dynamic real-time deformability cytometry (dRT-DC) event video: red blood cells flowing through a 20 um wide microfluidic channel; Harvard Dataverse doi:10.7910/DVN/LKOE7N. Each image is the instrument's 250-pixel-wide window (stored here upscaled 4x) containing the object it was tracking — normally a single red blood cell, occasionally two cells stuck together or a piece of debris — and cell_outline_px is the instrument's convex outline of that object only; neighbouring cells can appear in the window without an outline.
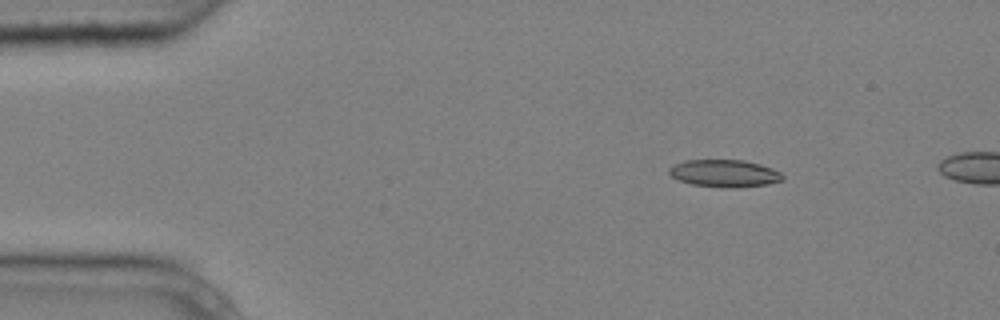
{"species": "common noctule bat (a hibernating species)", "species_latin": "Nyctalus noctula", "temperature_condition": "cold", "stored_images_in_passage": 2, "camera_frame_rate_fps": 3000, "um_per_image_px": 0.085, "animal": {"sex": "male", "body_mass_g": 20.4}, "frame": {"image": 1, "passage_image": 1, "time_ms": 0.0, "image_size_px": [1000, 320], "cell_outline_px": [[784, 180], [768, 184], [736, 188], [724, 188], [692, 184], [680, 180], [672, 176], [668, 172], [668, 168], [684, 160], [744, 160], [760, 164], [772, 168], [780, 172], [784, 176]], "centroid_in_image_um": [61.61, 14.74], "position_along_channel_um": 23.4, "area_um2": 18.15}}